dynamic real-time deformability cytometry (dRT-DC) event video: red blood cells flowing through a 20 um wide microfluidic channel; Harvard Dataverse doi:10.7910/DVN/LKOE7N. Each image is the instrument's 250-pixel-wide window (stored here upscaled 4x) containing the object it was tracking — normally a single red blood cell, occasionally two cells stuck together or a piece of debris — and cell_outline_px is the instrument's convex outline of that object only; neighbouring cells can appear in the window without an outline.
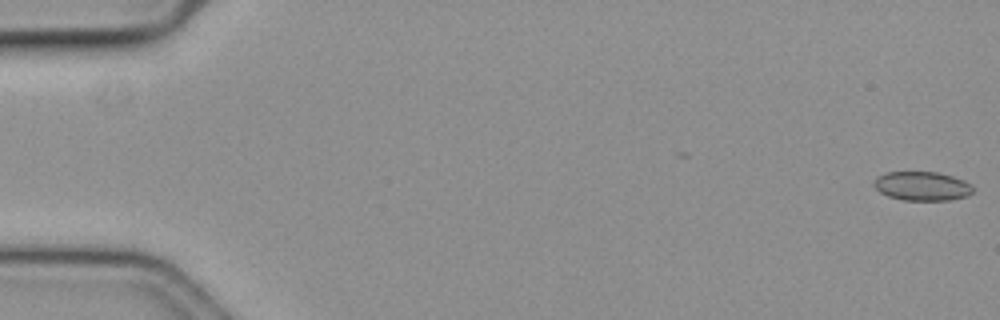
{"species": "common noctule bat (a hibernating species)", "species_latin": "Nyctalus noctula", "temperature_condition": "cold", "stored_images_in_passage": 52, "camera_frame_rate_fps": 3000, "um_per_image_px": 0.085, "animal": {"sex": "female", "body_mass_g": 19.3, "forearm_length_mm": 54.1}, "frame": {"image": 1, "passage_image": 1, "time_ms": 0.0, "image_size_px": [1000, 320], "cell_outline_px": [[972, 192], [968, 196], [948, 200], [904, 200], [888, 196], [880, 192], [872, 184], [872, 180], [876, 176], [884, 172], [936, 172], [952, 176], [964, 180], [972, 184]], "centroid_in_image_um": [78.34, 15.81], "position_along_channel_um": 6.7, "area_um2": 16.88}}
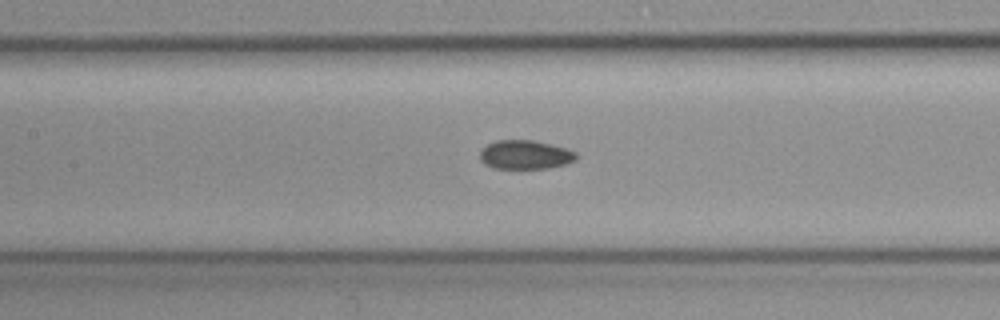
{"frame": {"image": 2, "passage_image": 28, "time_ms": 9.0, "image_size_px": [1000, 320], "cell_outline_px": [[576, 160], [564, 164], [548, 168], [492, 168], [484, 164], [480, 160], [480, 152], [488, 144], [496, 140], [532, 140], [564, 148], [576, 152]], "centroid_in_image_um": [44.61, 13.15], "position_along_channel_um": 162.8, "area_um2": 16.01}}
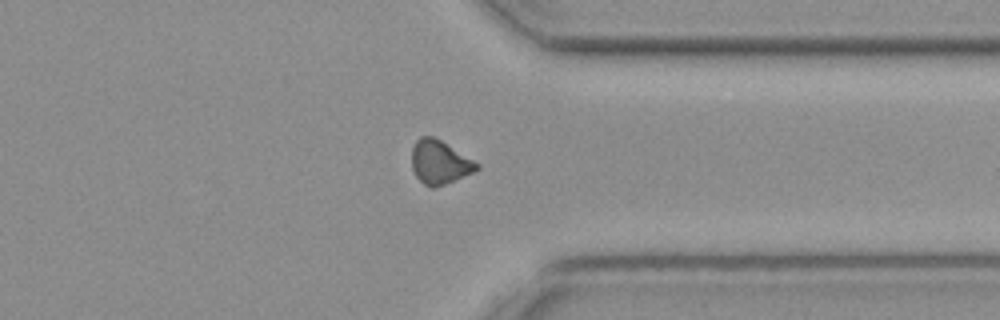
{"frame": {"image": 3, "passage_image": 46, "time_ms": 15.0, "image_size_px": [1000, 320], "cell_outline_px": [[480, 168], [472, 172], [444, 184], [432, 188], [424, 184], [416, 176], [412, 168], [412, 148], [416, 140], [420, 136], [432, 136], [440, 140], [480, 164]], "centroid_in_image_um": [37.34, 13.78], "position_along_channel_um": 374.1, "area_um2": 16.24}}